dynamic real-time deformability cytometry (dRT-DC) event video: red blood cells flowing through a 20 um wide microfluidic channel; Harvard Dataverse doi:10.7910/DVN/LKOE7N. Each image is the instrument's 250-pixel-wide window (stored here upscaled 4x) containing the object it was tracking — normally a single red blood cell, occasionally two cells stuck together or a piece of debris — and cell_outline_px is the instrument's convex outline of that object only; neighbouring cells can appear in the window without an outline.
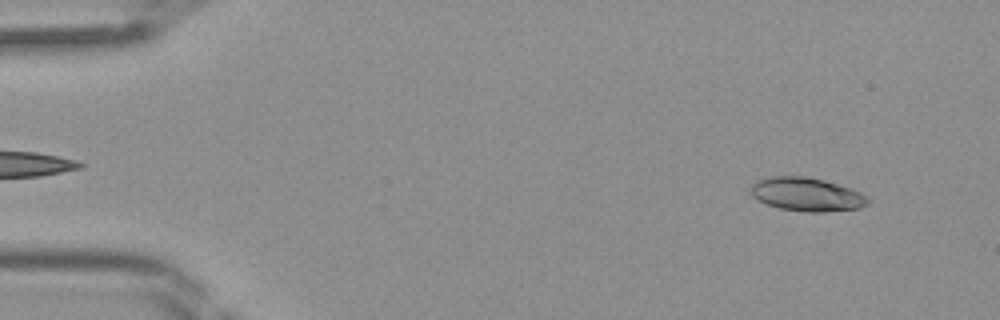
{"species": "Egyptian fruit bat (a non-hibernating species)", "species_latin": "Rousettus aegyptiacus", "temperature_condition": "room temperature", "stored_images_in_passage": 41, "camera_frame_rate_fps": 3000, "um_per_image_px": 0.085, "frame": {"image": 1, "passage_image": 1, "time_ms": 0.0, "image_size_px": [1000, 320], "cell_outline_px": [[872, 200], [868, 204], [860, 208], [824, 212], [804, 212], [780, 208], [768, 204], [752, 196], [752, 184], [756, 180], [768, 176], [804, 176], [824, 180], [860, 192], [868, 196]], "centroid_in_image_um": [68.6, 16.52], "position_along_channel_um": 16.4, "area_um2": 22.89}}
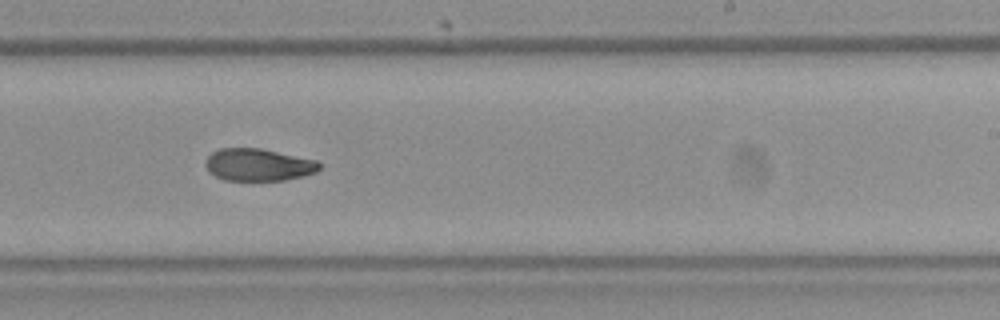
{"frame": {"image": 2, "passage_image": 24, "time_ms": 7.667, "image_size_px": [1000, 320], "cell_outline_px": [[320, 168], [316, 172], [304, 176], [284, 180], [224, 180], [208, 172], [204, 164], [208, 156], [212, 152], [220, 148], [260, 148], [316, 160], [320, 164]], "centroid_in_image_um": [21.94, 14.01], "position_along_channel_um": 267.1, "area_um2": 21.44}}
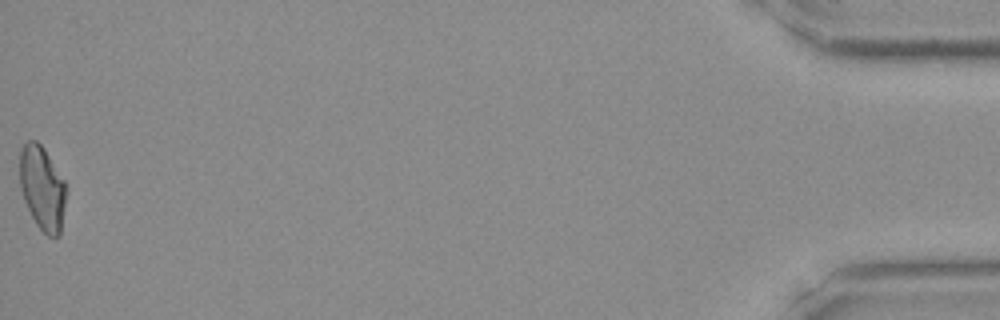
{"frame": {"image": 3, "passage_image": 41, "time_ms": 13.333, "image_size_px": [1000, 320], "cell_outline_px": [[64, 204], [60, 236], [48, 236], [36, 224], [24, 200], [20, 188], [20, 148], [28, 140], [36, 140], [44, 148], [64, 180]], "centroid_in_image_um": [3.56, 15.96], "position_along_channel_um": 431.6, "area_um2": 22.31}}